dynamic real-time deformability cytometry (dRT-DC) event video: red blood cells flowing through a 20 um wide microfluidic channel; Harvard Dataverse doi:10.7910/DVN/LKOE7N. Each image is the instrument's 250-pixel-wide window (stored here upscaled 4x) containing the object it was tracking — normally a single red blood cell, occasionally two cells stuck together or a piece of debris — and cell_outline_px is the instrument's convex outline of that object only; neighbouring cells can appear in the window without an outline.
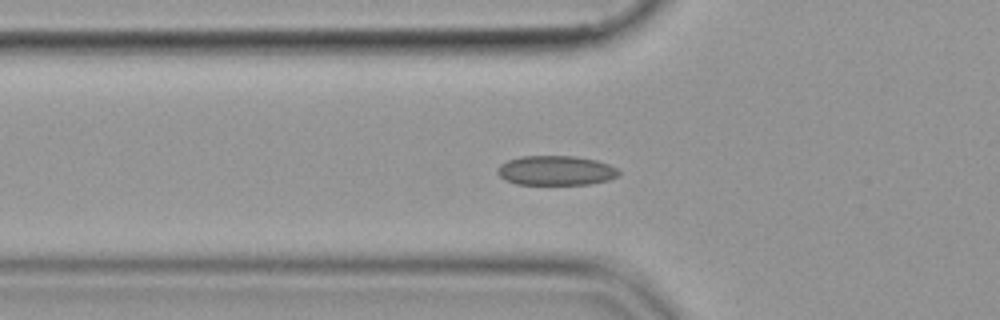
{"species": "common noctule bat (a hibernating species)", "species_latin": "Nyctalus noctula", "temperature_condition": "cold", "stored_images_in_passage": 41, "camera_frame_rate_fps": 3000, "um_per_image_px": 0.085, "animal": {"sex": "female", "body_mass_g": 19.9}, "frame": {"image": 1, "passage_image": 11, "time_ms": 3.333, "image_size_px": [1000, 320], "cell_outline_px": [[620, 176], [608, 180], [592, 184], [516, 184], [504, 180], [496, 172], [496, 168], [500, 164], [508, 160], [520, 156], [576, 156], [596, 160], [608, 164], [616, 168], [620, 172]], "centroid_in_image_um": [47.24, 14.49], "position_along_channel_um": 78.6, "area_um2": 21.1}}
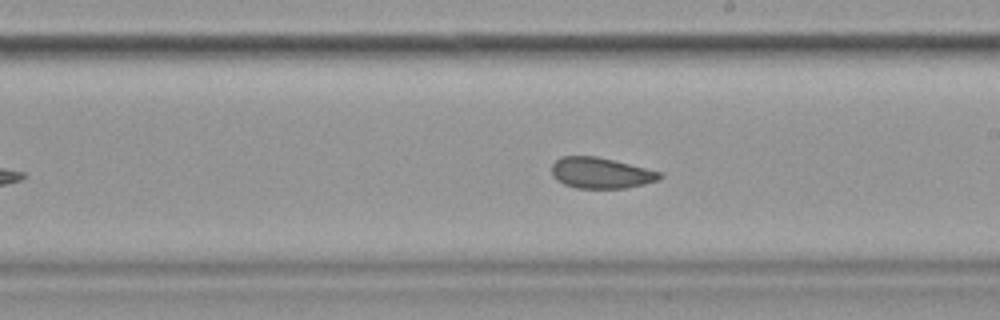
{"frame": {"image": 2, "passage_image": 24, "time_ms": 7.667, "image_size_px": [1000, 320], "cell_outline_px": [[664, 176], [660, 180], [644, 184], [624, 188], [576, 188], [564, 184], [556, 180], [552, 176], [552, 164], [560, 156], [596, 156], [660, 172]], "centroid_in_image_um": [51.04, 14.71], "position_along_channel_um": 238.0, "area_um2": 19.36}}
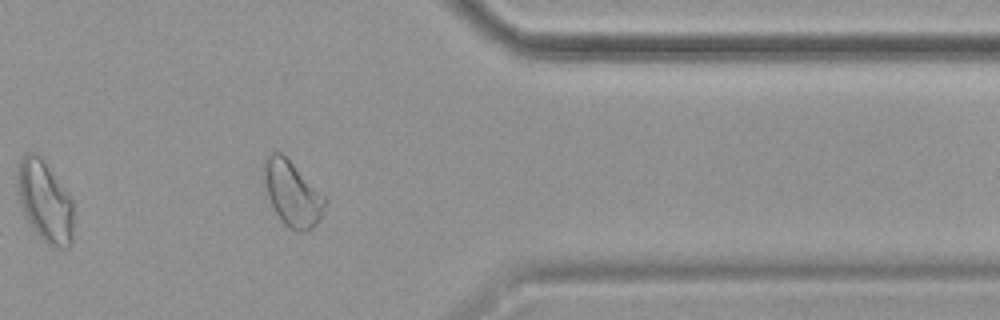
{"frame": {"image": 3, "passage_image": 37, "time_ms": 12.0, "image_size_px": [1000, 320], "cell_outline_px": [[328, 200], [320, 220], [308, 232], [304, 232], [292, 228], [284, 224], [280, 220], [260, 184], [260, 164], [264, 156], [268, 152], [280, 152]], "centroid_in_image_um": [24.73, 16.41], "position_along_channel_um": 386.7, "area_um2": 23.76}}